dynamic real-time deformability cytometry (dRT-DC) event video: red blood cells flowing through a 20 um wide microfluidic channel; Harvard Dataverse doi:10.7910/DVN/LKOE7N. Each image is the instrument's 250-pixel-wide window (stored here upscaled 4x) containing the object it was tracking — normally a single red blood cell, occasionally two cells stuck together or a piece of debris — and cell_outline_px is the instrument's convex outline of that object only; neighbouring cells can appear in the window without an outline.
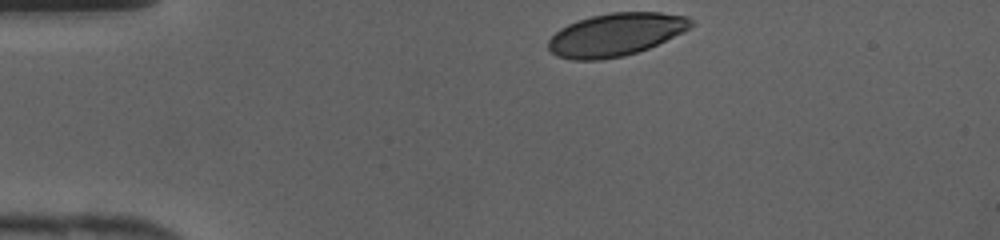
{"species": "human", "species_latin": "Homo sapiens", "temperature_condition": "cold", "stored_images_in_passage": 27, "camera_frame_rate_fps": 3000, "um_per_image_px": 0.085, "donor": {"sex": "female"}, "frame": {"image": 1, "passage_image": 1, "time_ms": 0.0, "image_size_px": [1000, 240], "cell_outline_px": [[692, 24], [688, 28], [648, 48], [624, 56], [600, 60], [572, 60], [556, 56], [548, 48], [548, 40], [560, 28], [568, 24], [592, 16], [612, 12], [660, 12], [684, 16], [692, 20]], "centroid_in_image_um": [52.27, 2.95], "position_along_channel_um": 32.7, "area_um2": 35.08}}
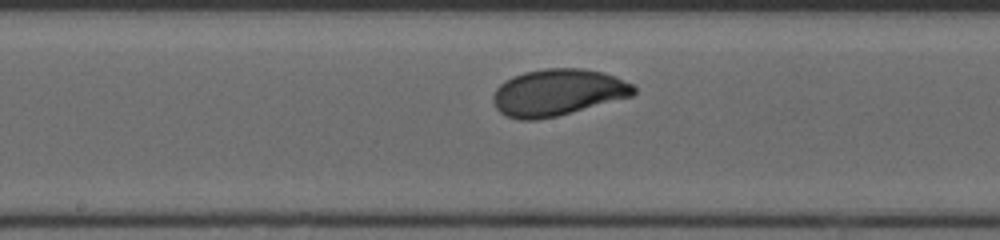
{"frame": {"image": 2, "passage_image": 15, "time_ms": 4.667, "image_size_px": [1000, 240], "cell_outline_px": [[636, 92], [632, 96], [556, 116], [536, 120], [520, 120], [504, 116], [496, 108], [492, 100], [492, 96], [496, 88], [500, 84], [512, 76], [524, 72], [548, 68], [584, 68], [616, 76], [632, 84], [636, 88]], "centroid_in_image_um": [47.38, 7.86], "position_along_channel_um": 200.8, "area_um2": 38.26}}
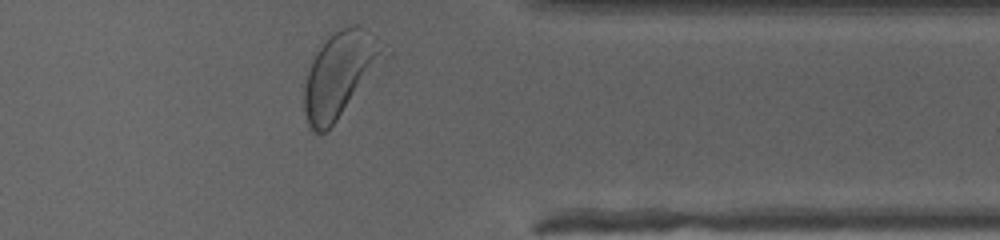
{"frame": {"image": 3, "passage_image": 27, "time_ms": 8.667, "image_size_px": [1000, 240], "cell_outline_px": [[384, 48], [336, 120], [324, 132], [312, 132], [308, 128], [304, 112], [304, 84], [312, 60], [316, 52], [328, 32], [352, 24], [360, 24], [384, 44]], "centroid_in_image_um": [28.71, 6.25], "position_along_channel_um": 382.7, "area_um2": 37.17}}